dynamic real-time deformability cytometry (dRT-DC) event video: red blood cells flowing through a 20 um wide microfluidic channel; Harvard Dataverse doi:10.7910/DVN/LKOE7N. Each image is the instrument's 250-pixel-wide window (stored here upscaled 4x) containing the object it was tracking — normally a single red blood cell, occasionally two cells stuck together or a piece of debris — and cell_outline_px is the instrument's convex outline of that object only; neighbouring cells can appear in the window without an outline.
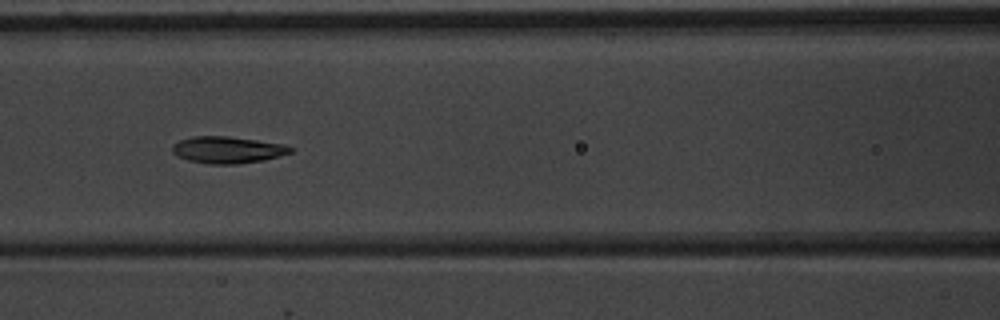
{"species": "common noctule bat (a hibernating species)", "species_latin": "Nyctalus noctula", "temperature_condition": "warm", "stored_images_in_passage": 8, "camera_frame_rate_fps": 3000, "um_per_image_px": 0.085, "animal": {"sex": "male", "body_mass_g": 20.1, "forearm_length_mm": 53.5}, "frame": {"image": 1, "passage_image": 7, "time_ms": 7.667, "image_size_px": [1000, 320], "cell_outline_px": [[296, 148], [292, 152], [280, 156], [264, 160], [240, 164], [208, 164], [188, 160], [176, 156], [172, 152], [172, 144], [180, 140], [192, 136], [228, 136], [284, 144]], "centroid_in_image_um": [19.35, 12.74], "position_along_channel_um": 147.3, "area_um2": 18.67}}
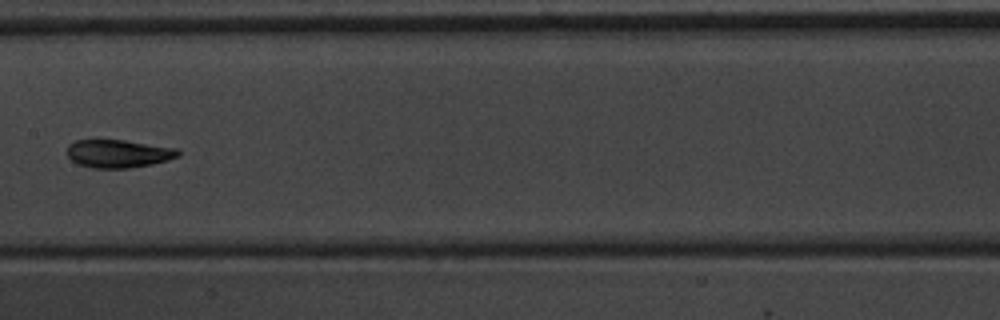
{"frame": {"image": 2, "passage_image": 8, "time_ms": 9.0, "image_size_px": [1000, 320], "cell_outline_px": [[180, 156], [168, 160], [152, 164], [128, 168], [92, 168], [76, 164], [64, 152], [68, 144], [76, 140], [124, 140], [176, 148], [180, 152]], "centroid_in_image_um": [10.01, 13.06], "position_along_channel_um": 197.4, "area_um2": 18.32}}